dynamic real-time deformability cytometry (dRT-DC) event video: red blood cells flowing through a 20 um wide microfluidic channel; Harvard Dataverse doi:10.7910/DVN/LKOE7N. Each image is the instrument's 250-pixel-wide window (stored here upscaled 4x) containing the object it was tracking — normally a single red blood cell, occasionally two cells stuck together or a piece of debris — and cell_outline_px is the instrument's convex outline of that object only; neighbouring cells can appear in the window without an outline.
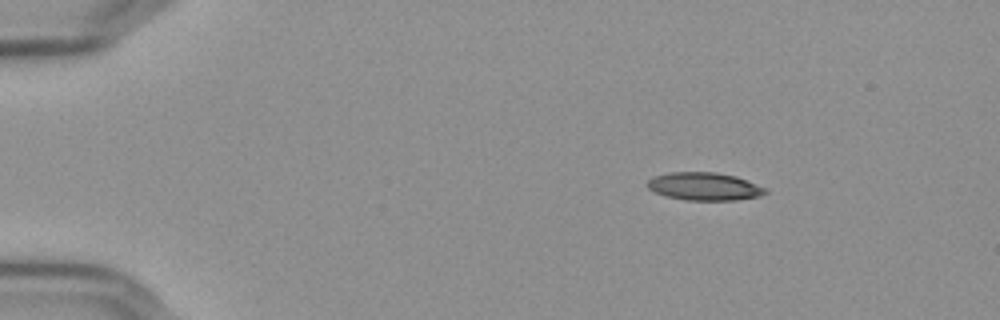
{"species": "Egyptian fruit bat (a non-hibernating species)", "species_latin": "Rousettus aegyptiacus", "temperature_condition": "cold", "stored_images_in_passage": 4, "camera_frame_rate_fps": 3000, "um_per_image_px": 0.085, "frame": {"image": 1, "passage_image": 1, "time_ms": 0.0, "image_size_px": [1000, 320], "cell_outline_px": [[768, 192], [760, 196], [736, 200], [684, 200], [664, 196], [648, 188], [644, 184], [648, 180], [656, 176], [672, 172], [716, 172], [736, 176], [768, 188]], "centroid_in_image_um": [59.89, 15.85], "position_along_channel_um": 25.1, "area_um2": 19.31}}
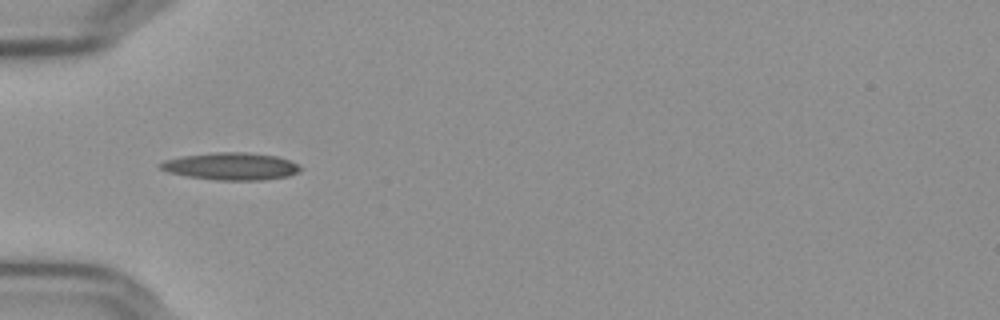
{"frame": {"image": 2, "passage_image": 3, "time_ms": 0.667, "image_size_px": [1000, 320], "cell_outline_px": [[304, 168], [300, 172], [288, 176], [260, 180], [216, 180], [188, 176], [168, 172], [160, 168], [156, 164], [164, 160], [180, 156], [212, 152], [248, 152], [276, 156], [300, 164]], "centroid_in_image_um": [19.64, 14.13], "position_along_channel_um": 65.4, "area_um2": 22.54}}
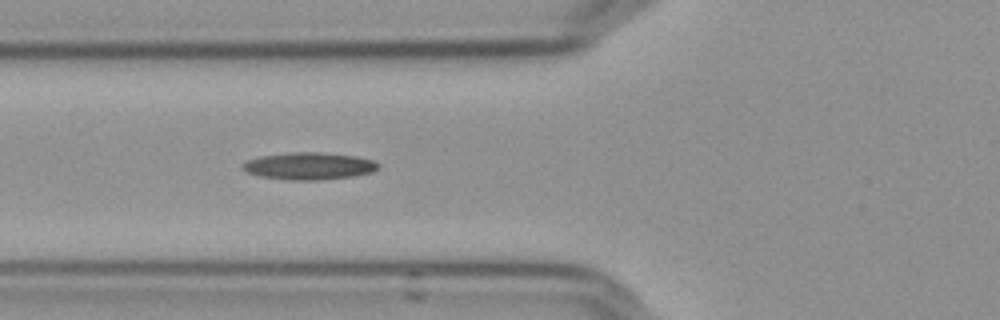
{"frame": {"image": 3, "passage_image": 4, "time_ms": 1.0, "image_size_px": [1000, 320], "cell_outline_px": [[380, 168], [372, 172], [352, 176], [316, 180], [288, 180], [260, 176], [248, 172], [240, 168], [240, 164], [248, 160], [260, 156], [288, 152], [324, 152], [356, 156], [372, 160], [380, 164]], "centroid_in_image_um": [26.25, 14.1], "position_along_channel_um": 99.5, "area_um2": 21.62}}